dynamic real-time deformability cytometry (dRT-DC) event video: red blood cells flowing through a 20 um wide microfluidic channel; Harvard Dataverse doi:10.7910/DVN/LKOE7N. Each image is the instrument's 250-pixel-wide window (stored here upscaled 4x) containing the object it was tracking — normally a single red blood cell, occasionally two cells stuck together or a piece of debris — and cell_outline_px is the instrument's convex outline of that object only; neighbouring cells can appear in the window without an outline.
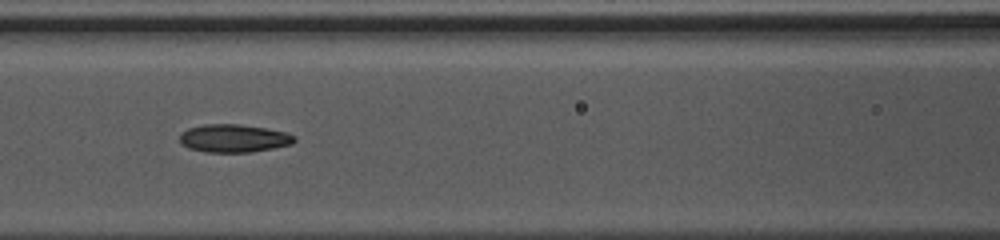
{"species": "common noctule bat (a hibernating species)", "species_latin": "Nyctalus noctula", "temperature_condition": "warm", "stored_images_in_passage": 34, "camera_frame_rate_fps": 3000, "um_per_image_px": 0.085, "animal": {"sex": "female", "body_mass_g": 10.0, "forearm_length_mm": 53.1}, "frame": {"image": 1, "passage_image": 8, "time_ms": 2.333, "image_size_px": [1000, 240], "cell_outline_px": [[296, 140], [292, 144], [252, 152], [208, 152], [188, 148], [180, 140], [180, 132], [188, 128], [204, 124], [240, 124], [288, 132], [296, 136]], "centroid_in_image_um": [19.89, 11.75], "position_along_channel_um": 146.7, "area_um2": 18.73}}
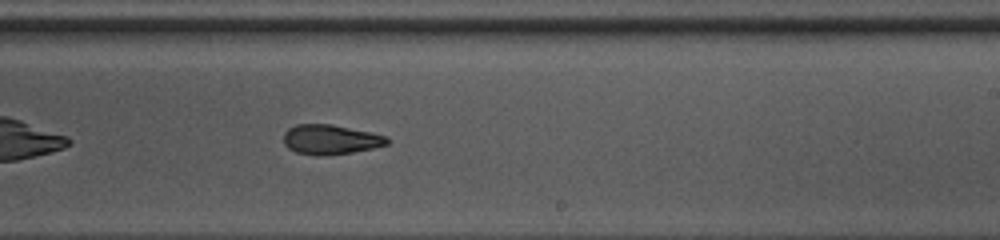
{"frame": {"image": 2, "passage_image": 16, "time_ms": 5.0, "image_size_px": [1000, 240], "cell_outline_px": [[388, 144], [372, 148], [352, 152], [320, 156], [296, 152], [288, 148], [284, 144], [284, 132], [288, 128], [296, 124], [332, 124], [372, 132], [388, 136]], "centroid_in_image_um": [28.09, 11.85], "position_along_channel_um": 260.9, "area_um2": 17.98}}
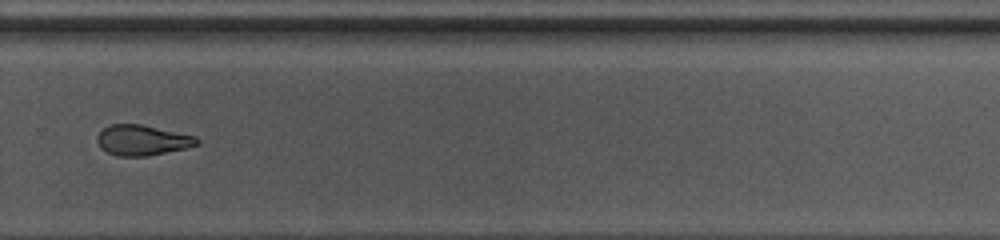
{"frame": {"image": 3, "passage_image": 20, "time_ms": 6.333, "image_size_px": [1000, 240], "cell_outline_px": [[200, 144], [184, 148], [148, 156], [116, 156], [100, 148], [96, 140], [96, 136], [108, 124], [140, 124], [196, 136], [200, 140]], "centroid_in_image_um": [12.07, 11.91], "position_along_channel_um": 317.7, "area_um2": 17.69}, "authors_computed_cell_mechanics": {"area_um2": 18.785, "velocity_mm_per_s": 4.2794, "shape_relaxation_time_tau1_ms": 5.2297, "shape_relaxation_time_tau2_ms": 2.3948, "deformation_change_tau1": 0.134, "deformation_change_tau2": 0.089}}